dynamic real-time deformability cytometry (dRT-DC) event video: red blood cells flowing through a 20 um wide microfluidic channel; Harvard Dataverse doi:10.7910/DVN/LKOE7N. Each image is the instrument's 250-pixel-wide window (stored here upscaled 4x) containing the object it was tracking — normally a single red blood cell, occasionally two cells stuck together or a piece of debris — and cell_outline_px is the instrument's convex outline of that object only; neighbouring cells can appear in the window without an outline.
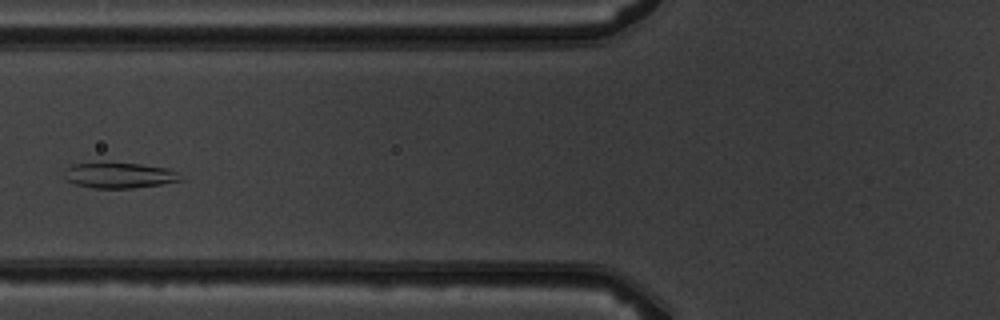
{"species": "common noctule bat (a hibernating species)", "species_latin": "Nyctalus noctula", "temperature_condition": "warm", "stored_images_in_passage": 7, "camera_frame_rate_fps": 3000, "um_per_image_px": 0.085, "animal": {"sex": "male", "body_mass_g": 19.5, "forearm_length_mm": 54.6}, "frame": {"image": 1, "passage_image": 6, "time_ms": 6.0, "image_size_px": [1000, 320], "cell_outline_px": [[180, 180], [160, 184], [132, 188], [92, 188], [76, 184], [68, 180], [64, 168], [72, 164], [104, 160], [140, 164], [168, 168], [180, 172]], "centroid_in_image_um": [10.1, 14.85], "position_along_channel_um": 115.7, "area_um2": 17.8}}